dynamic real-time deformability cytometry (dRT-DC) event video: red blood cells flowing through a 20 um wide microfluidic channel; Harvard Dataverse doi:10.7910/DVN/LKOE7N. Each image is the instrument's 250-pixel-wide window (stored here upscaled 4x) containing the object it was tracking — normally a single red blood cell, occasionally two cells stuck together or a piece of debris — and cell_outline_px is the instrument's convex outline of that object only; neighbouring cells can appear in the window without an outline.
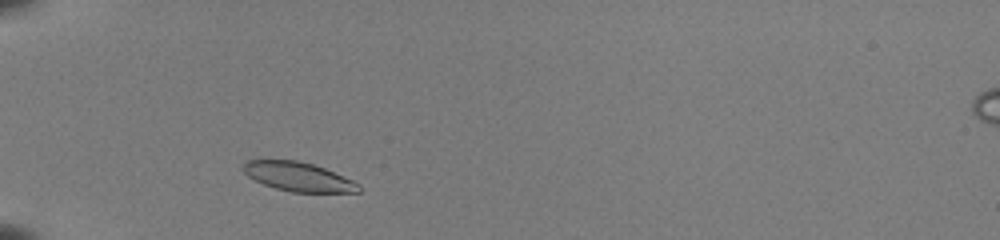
{"species": "common noctule bat (a hibernating species)", "species_latin": "Nyctalus noctula", "temperature_condition": "room temperature", "stored_images_in_passage": 38, "camera_frame_rate_fps": 3000, "um_per_image_px": 0.085, "animal": {"sex": "female", "body_mass_g": 22.0, "forearm_length_mm": 56.7}, "frame": {"image": 1, "passage_image": 4, "time_ms": 1.0, "image_size_px": [1000, 240], "cell_outline_px": [[360, 192], [292, 192], [276, 188], [264, 184], [248, 176], [244, 172], [244, 164], [248, 160], [296, 160], [312, 164], [324, 168], [352, 180], [360, 184]], "centroid_in_image_um": [25.37, 15.02], "position_along_channel_um": 59.6, "area_um2": 19.25}}
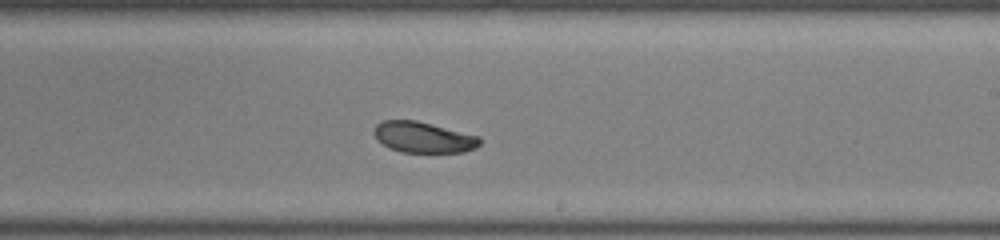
{"frame": {"image": 2, "passage_image": 20, "time_ms": 6.333, "image_size_px": [1000, 240], "cell_outline_px": [[480, 144], [476, 148], [464, 152], [400, 152], [388, 148], [376, 140], [372, 132], [376, 124], [384, 120], [416, 120], [480, 136]], "centroid_in_image_um": [35.95, 11.67], "position_along_channel_um": 253.1, "area_um2": 19.25}}
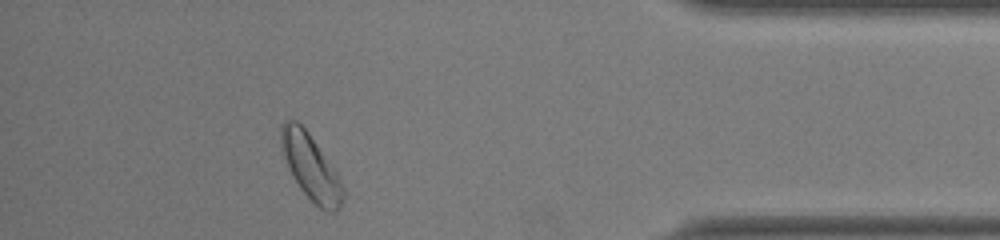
{"frame": {"image": 3, "passage_image": 34, "time_ms": 11.0, "image_size_px": [1000, 240], "cell_outline_px": [[344, 196], [340, 208], [336, 212], [328, 212], [320, 208], [300, 188], [288, 168], [280, 148], [280, 124], [284, 120], [296, 120], [308, 132], [336, 168], [344, 188]], "centroid_in_image_um": [26.43, 14.18], "position_along_channel_um": 408.8, "area_um2": 23.99}, "authors_computed_cell_mechanics": {"area_um2": 20.3456, "velocity_mm_per_s": 3.9427, "shape_relaxation_time_tau1_ms": 1.2801, "shape_relaxation_time_tau2_ms": 7.092, "deformation_change_tau1": 0.072, "deformation_change_tau2": 0.0865}}